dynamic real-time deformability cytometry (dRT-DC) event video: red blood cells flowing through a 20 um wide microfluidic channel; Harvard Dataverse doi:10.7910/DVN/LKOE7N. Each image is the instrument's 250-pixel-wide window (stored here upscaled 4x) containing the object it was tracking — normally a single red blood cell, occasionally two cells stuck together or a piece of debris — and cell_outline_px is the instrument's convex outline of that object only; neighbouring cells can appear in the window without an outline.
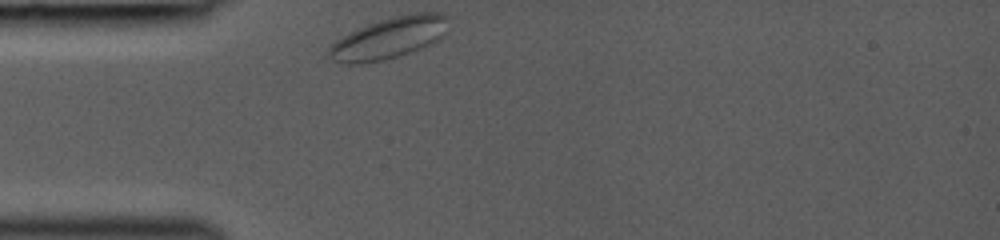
{"species": "common noctule bat (a hibernating species)", "species_latin": "Nyctalus noctula", "temperature_condition": "room temperature", "stored_images_in_passage": 10, "camera_frame_rate_fps": 3000, "um_per_image_px": 0.085, "animal": {"sex": "female", "body_mass_g": 19.0, "forearm_length_mm": 53.3}, "frame": {"image": 1, "passage_image": 1, "time_ms": 0.0, "image_size_px": [1000, 240], "cell_outline_px": [[448, 20], [444, 36], [440, 40], [432, 44], [412, 52], [384, 60], [360, 64], [340, 64], [324, 56], [328, 48], [336, 40], [348, 32], [380, 20], [396, 16], [416, 12], [440, 12]], "centroid_in_image_um": [33.03, 3.26], "position_along_channel_um": 52.0, "area_um2": 29.25}}
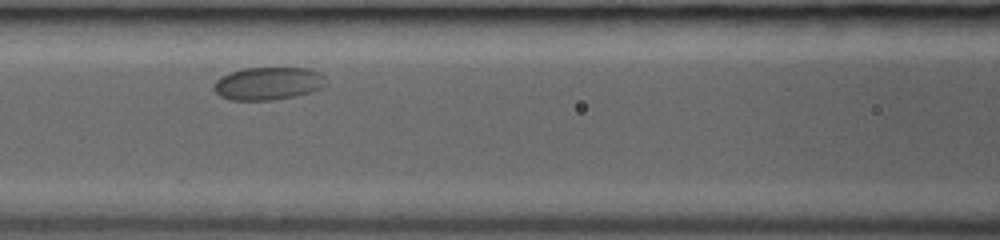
{"frame": {"image": 2, "passage_image": 7, "time_ms": 2.667, "image_size_px": [1000, 240], "cell_outline_px": [[328, 84], [324, 88], [312, 92], [296, 96], [272, 100], [228, 100], [220, 96], [212, 88], [216, 80], [220, 76], [244, 68], [308, 68], [320, 72], [324, 76]], "centroid_in_image_um": [22.83, 7.1], "position_along_channel_um": 143.8, "area_um2": 21.79}}
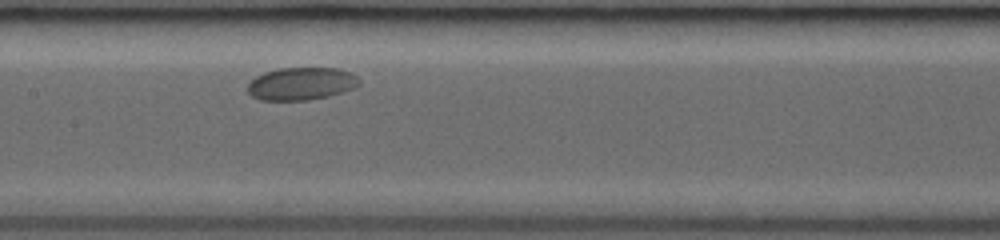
{"frame": {"image": 3, "passage_image": 10, "time_ms": 3.667, "image_size_px": [1000, 240], "cell_outline_px": [[360, 84], [356, 88], [328, 96], [308, 100], [260, 100], [252, 96], [248, 92], [248, 84], [256, 76], [264, 72], [280, 68], [336, 68], [352, 72], [360, 80]], "centroid_in_image_um": [25.63, 7.11], "position_along_channel_um": 181.8, "area_um2": 21.33}}